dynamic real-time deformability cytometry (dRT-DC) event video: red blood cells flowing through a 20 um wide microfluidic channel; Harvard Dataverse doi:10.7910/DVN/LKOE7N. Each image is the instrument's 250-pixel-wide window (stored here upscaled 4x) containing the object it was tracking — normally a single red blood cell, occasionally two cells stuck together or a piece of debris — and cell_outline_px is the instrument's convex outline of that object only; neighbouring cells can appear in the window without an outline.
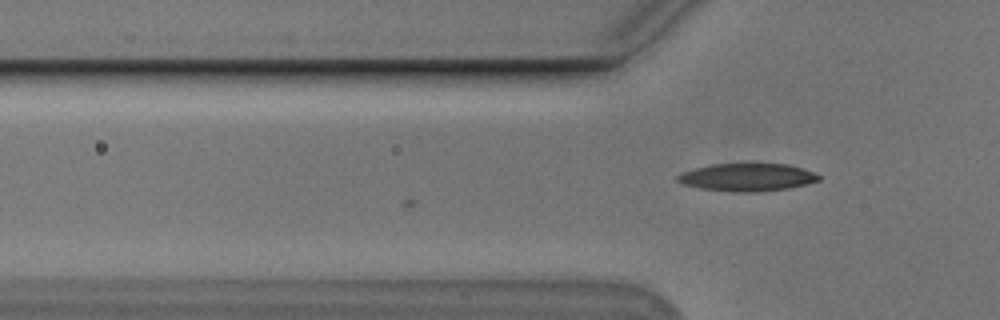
{"species": "Egyptian fruit bat (a non-hibernating species)", "species_latin": "Rousettus aegyptiacus", "temperature_condition": "cold", "stored_images_in_passage": 7, "camera_frame_rate_fps": 3000, "um_per_image_px": 0.085, "animal": {"sex": "male"}, "frame": {"image": 1, "passage_image": 7, "time_ms": 2.0, "image_size_px": [1000, 320], "cell_outline_px": [[820, 180], [788, 188], [756, 192], [732, 192], [700, 188], [684, 184], [676, 180], [676, 176], [680, 172], [712, 164], [788, 164], [812, 172], [820, 176]], "centroid_in_image_um": [63.46, 15.07], "position_along_channel_um": 62.3, "area_um2": 22.6}}